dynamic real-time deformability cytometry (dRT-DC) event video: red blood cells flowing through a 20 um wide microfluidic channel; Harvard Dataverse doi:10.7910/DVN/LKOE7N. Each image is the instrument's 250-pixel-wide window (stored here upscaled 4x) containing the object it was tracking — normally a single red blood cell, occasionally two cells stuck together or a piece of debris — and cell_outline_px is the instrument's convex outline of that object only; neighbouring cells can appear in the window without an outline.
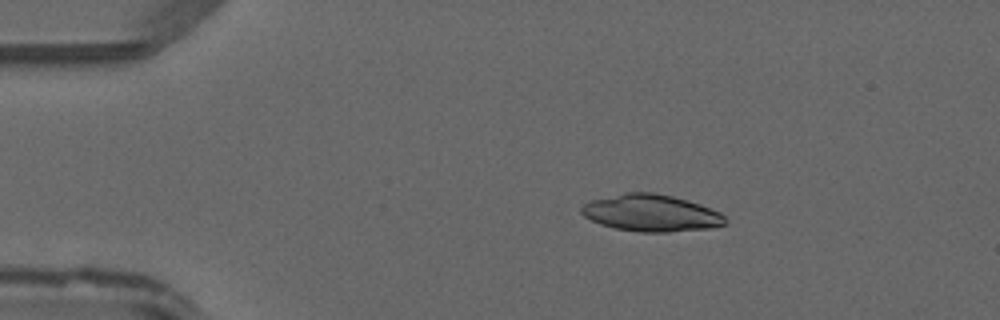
{"species": "common noctule bat (a hibernating species)", "species_latin": "Nyctalus noctula", "temperature_condition": "warm", "stored_images_in_passage": 39, "camera_frame_rate_fps": 3000, "um_per_image_px": 0.085, "animal": {"sex": "male", "forearm_length_mm": 52.5}, "frame": {"image": 1, "passage_image": 1, "time_ms": 0.0, "image_size_px": [1000, 320], "cell_outline_px": [[728, 224], [712, 228], [668, 232], [640, 232], [616, 228], [600, 224], [584, 216], [580, 212], [580, 208], [584, 204], [592, 200], [628, 192], [652, 192], [672, 196], [688, 200], [700, 204], [720, 212], [728, 220]], "centroid_in_image_um": [55.39, 18.11], "position_along_channel_um": 29.6, "area_um2": 30.92}}